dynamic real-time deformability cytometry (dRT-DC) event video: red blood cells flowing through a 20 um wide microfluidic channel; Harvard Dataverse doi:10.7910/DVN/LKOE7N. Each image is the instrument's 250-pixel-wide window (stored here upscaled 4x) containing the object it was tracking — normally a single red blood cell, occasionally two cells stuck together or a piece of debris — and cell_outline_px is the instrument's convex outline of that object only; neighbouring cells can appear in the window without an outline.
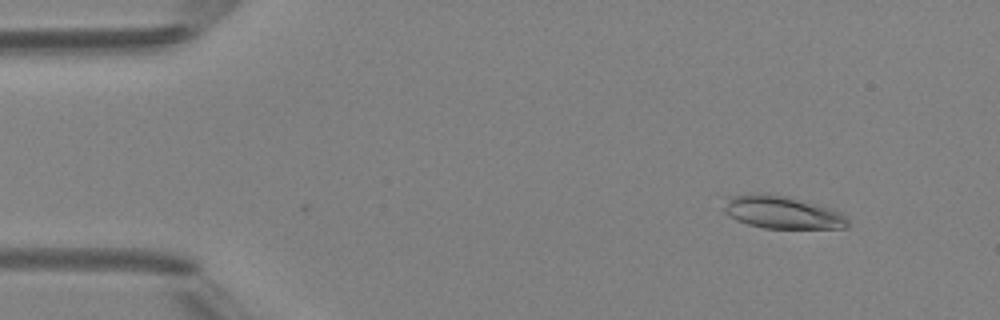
{"species": "Egyptian fruit bat (a non-hibernating species)", "species_latin": "Rousettus aegyptiacus", "temperature_condition": "room temperature", "stored_images_in_passage": 5, "camera_frame_rate_fps": 3000, "um_per_image_px": 0.085, "animal": {"sex": "female"}, "frame": {"image": 1, "passage_image": 2, "time_ms": 1.0, "image_size_px": [1000, 320], "cell_outline_px": [[848, 228], [764, 228], [748, 224], [736, 220], [728, 216], [720, 208], [732, 196], [756, 192], [768, 192], [788, 196], [832, 208], [840, 212], [848, 220]], "centroid_in_image_um": [66.46, 18.03], "position_along_channel_um": 18.5, "area_um2": 23.93}}
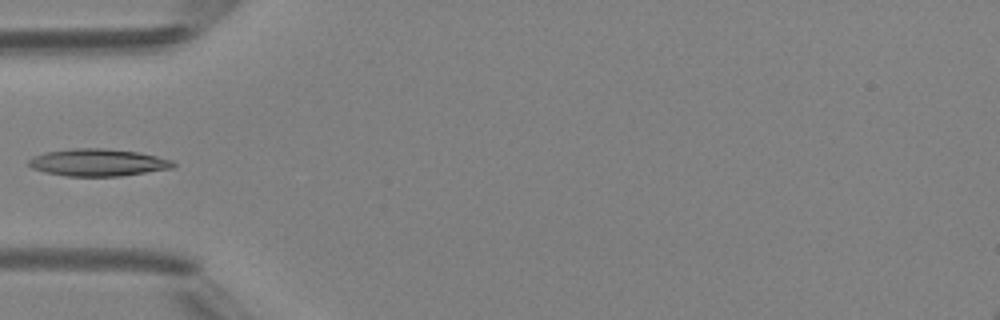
{"frame": {"image": 2, "passage_image": 5, "time_ms": 4.667, "image_size_px": [1000, 320], "cell_outline_px": [[176, 164], [172, 168], [120, 176], [64, 176], [44, 172], [32, 168], [28, 164], [28, 160], [44, 152], [72, 148], [104, 148], [136, 152], [156, 156], [172, 160]], "centroid_in_image_um": [8.3, 13.81], "position_along_channel_um": 76.7, "area_um2": 22.83}}